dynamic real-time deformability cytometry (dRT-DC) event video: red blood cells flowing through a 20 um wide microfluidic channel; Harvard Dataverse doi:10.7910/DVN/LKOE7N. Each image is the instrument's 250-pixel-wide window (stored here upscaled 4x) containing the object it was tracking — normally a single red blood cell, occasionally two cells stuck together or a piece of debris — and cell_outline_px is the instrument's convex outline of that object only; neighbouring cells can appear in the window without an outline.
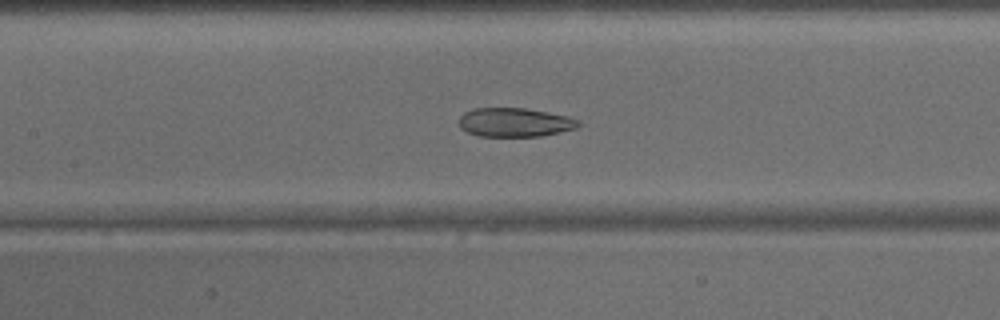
{"species": "common noctule bat (a hibernating species)", "species_latin": "Nyctalus noctula", "temperature_condition": "warm", "stored_images_in_passage": 47, "camera_frame_rate_fps": 3000, "um_per_image_px": 0.085, "animal": {"sex": "male", "body_mass_g": 15.6}, "frame": {"image": 1, "passage_image": 22, "time_ms": 7.0, "image_size_px": [1000, 320], "cell_outline_px": [[580, 124], [576, 128], [560, 132], [540, 136], [480, 136], [468, 132], [460, 128], [460, 116], [464, 112], [472, 108], [524, 108], [548, 112], [568, 116], [580, 120]], "centroid_in_image_um": [43.76, 10.39], "position_along_channel_um": 163.6, "area_um2": 20.11}}
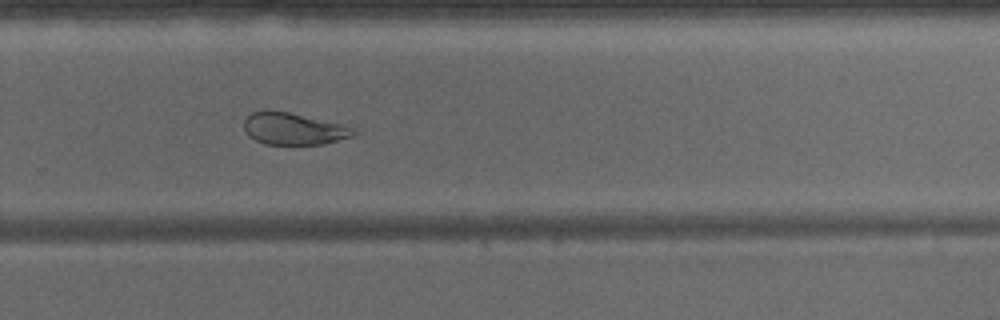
{"frame": {"image": 2, "passage_image": 32, "time_ms": 10.333, "image_size_px": [1000, 320], "cell_outline_px": [[356, 132], [352, 136], [324, 144], [264, 144], [248, 136], [244, 128], [244, 120], [252, 112], [264, 108], [288, 112], [340, 124], [352, 128]], "centroid_in_image_um": [24.87, 10.93], "position_along_channel_um": 304.9, "area_um2": 20.29}}
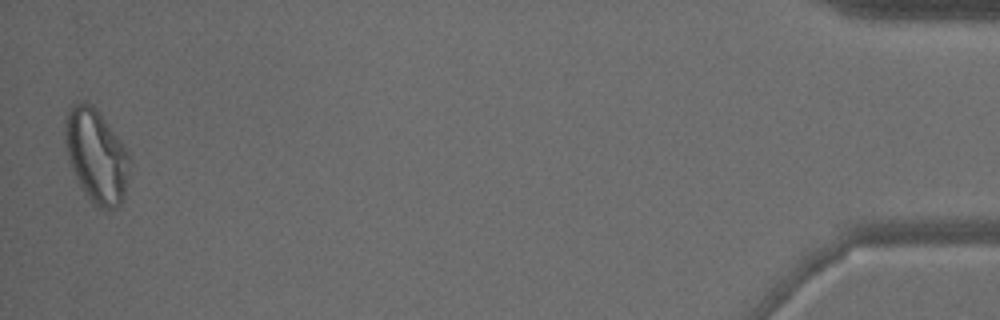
{"frame": {"image": 3, "passage_image": 47, "time_ms": 15.333, "image_size_px": [1000, 320], "cell_outline_px": [[128, 160], [124, 196], [120, 204], [116, 208], [108, 212], [92, 204], [80, 188], [72, 168], [68, 156], [64, 140], [64, 120], [72, 104], [80, 100], [84, 100], [96, 108], [120, 140], [128, 152]], "centroid_in_image_um": [8.14, 13.25], "position_along_channel_um": 427.1, "area_um2": 35.08}}